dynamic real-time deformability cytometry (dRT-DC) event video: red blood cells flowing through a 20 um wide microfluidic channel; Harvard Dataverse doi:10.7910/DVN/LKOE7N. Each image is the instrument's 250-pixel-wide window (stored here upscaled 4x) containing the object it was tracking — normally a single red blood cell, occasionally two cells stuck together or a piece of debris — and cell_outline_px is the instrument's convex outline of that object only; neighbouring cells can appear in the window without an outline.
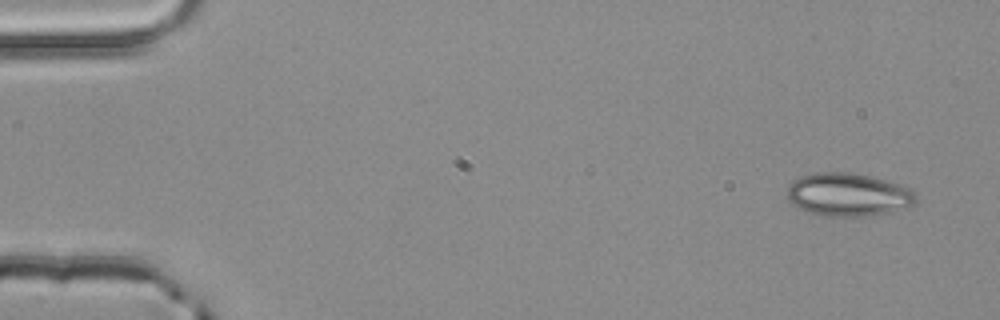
{"species": "common noctule bat (a hibernating species)", "species_latin": "Nyctalus noctula", "temperature_condition": "room temperature", "stored_images_in_passage": 4, "camera_frame_rate_fps": 3000, "um_per_image_px": 0.085, "animal": {"sex": "male", "body_mass_g": 20.4}, "frame": {"image": 1, "passage_image": 1, "time_ms": 0.0, "image_size_px": [1000, 320], "cell_outline_px": [[916, 204], [876, 216], [820, 216], [804, 212], [788, 204], [788, 184], [792, 180], [800, 176], [816, 172], [848, 172], [872, 176], [908, 188], [916, 192]], "centroid_in_image_um": [72.03, 16.56], "position_along_channel_um": 13.0, "area_um2": 32.95}}